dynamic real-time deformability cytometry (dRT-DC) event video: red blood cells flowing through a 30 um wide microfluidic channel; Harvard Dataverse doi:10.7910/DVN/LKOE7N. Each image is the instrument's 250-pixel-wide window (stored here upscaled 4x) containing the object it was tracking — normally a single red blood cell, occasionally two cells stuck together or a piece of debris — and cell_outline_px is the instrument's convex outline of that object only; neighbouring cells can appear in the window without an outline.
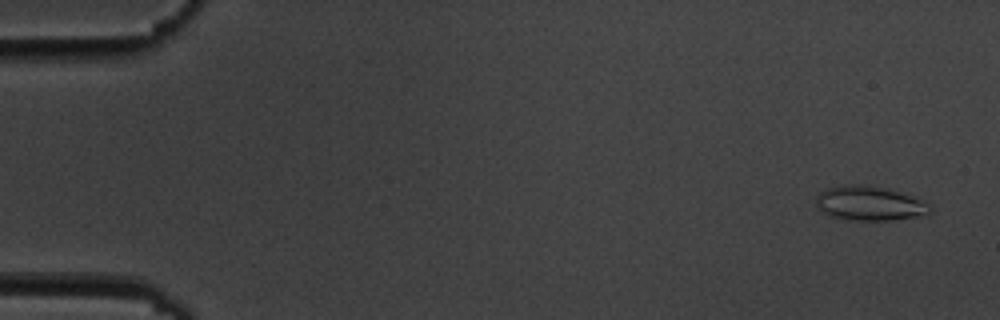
{"species": "common noctule bat (a hibernating species)", "species_latin": "Nyctalus noctula", "temperature_condition": "cold", "stored_images_in_passage": 5, "camera_frame_rate_fps": 3000, "um_per_image_px": 0.085, "animal": {"sex": "male", "body_mass_g": 19.5, "forearm_length_mm": 54.6}, "frame": {"image": 1, "passage_image": 1, "time_ms": 0.0, "image_size_px": [1000, 320], "cell_outline_px": [[932, 212], [920, 216], [892, 220], [848, 220], [832, 216], [820, 212], [816, 208], [816, 196], [820, 192], [828, 188], [844, 184], [860, 184], [888, 188], [924, 200], [932, 208]], "centroid_in_image_um": [73.9, 17.28], "position_along_channel_um": 11.1, "area_um2": 23.18}}
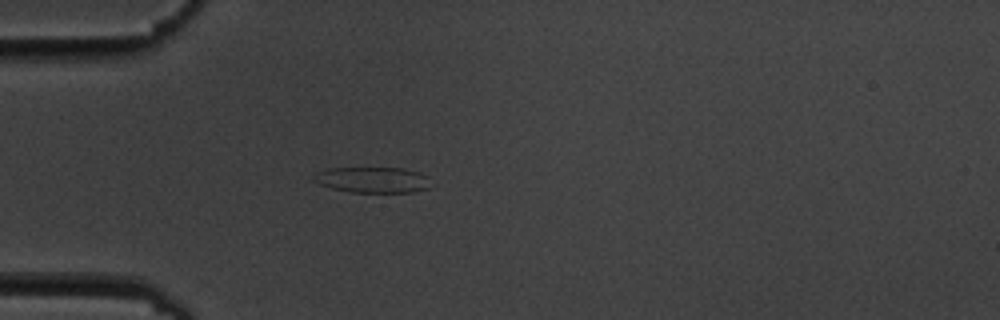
{"frame": {"image": 2, "passage_image": 4, "time_ms": 4.667, "image_size_px": [1000, 320], "cell_outline_px": [[428, 188], [412, 192], [352, 192], [332, 188], [320, 184], [312, 180], [312, 176], [316, 172], [328, 168], [404, 168], [420, 172], [428, 176]], "centroid_in_image_um": [31.65, 15.27], "position_along_channel_um": 53.4, "area_um2": 17.57}}